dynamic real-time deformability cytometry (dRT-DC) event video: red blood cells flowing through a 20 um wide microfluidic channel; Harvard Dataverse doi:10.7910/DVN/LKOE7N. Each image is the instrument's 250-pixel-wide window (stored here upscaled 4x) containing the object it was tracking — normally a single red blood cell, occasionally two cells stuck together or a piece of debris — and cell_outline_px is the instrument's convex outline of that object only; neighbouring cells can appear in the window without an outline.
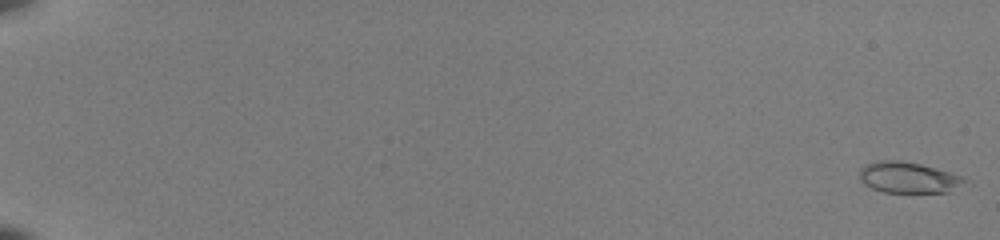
{"species": "common noctule bat (a hibernating species)", "species_latin": "Nyctalus noctula", "temperature_condition": "room temperature", "stored_images_in_passage": 25, "camera_frame_rate_fps": 3000, "um_per_image_px": 0.085, "animal": {"sex": "female", "body_mass_g": 22.0, "forearm_length_mm": 56.7}, "frame": {"image": 1, "passage_image": 1, "time_ms": 0.0, "image_size_px": [1000, 240], "cell_outline_px": [[968, 180], [952, 192], [884, 192], [872, 188], [864, 184], [860, 180], [860, 168], [864, 164], [876, 160], [900, 160], [920, 164], [964, 176]], "centroid_in_image_um": [77.21, 15.08], "position_along_channel_um": 7.8, "area_um2": 19.13}}
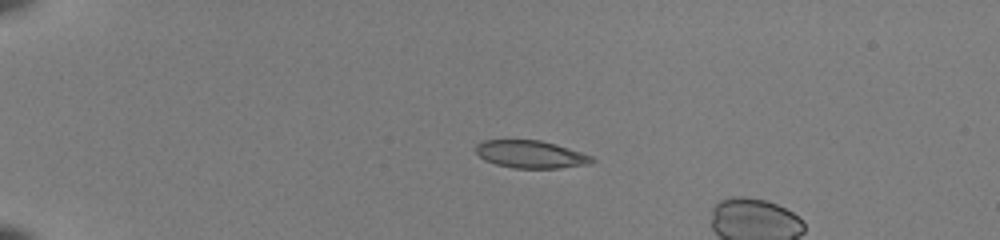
{"frame": {"image": 2, "passage_image": 15, "time_ms": 4.667, "image_size_px": [1000, 240], "cell_outline_px": [[596, 160], [592, 164], [560, 168], [512, 168], [496, 164], [484, 160], [476, 152], [476, 144], [484, 140], [540, 140], [556, 144], [592, 156]], "centroid_in_image_um": [45.13, 13.12], "position_along_channel_um": 39.9, "area_um2": 18.73}}
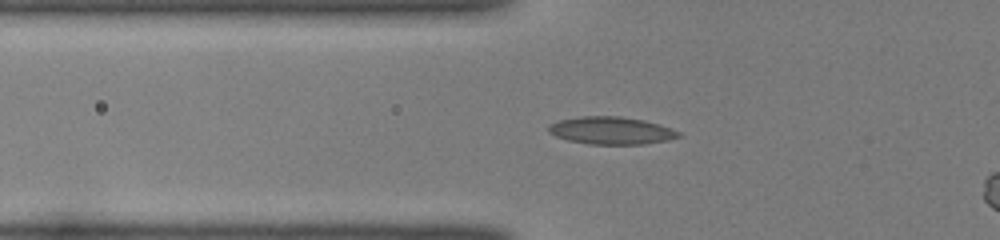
{"frame": {"image": 3, "passage_image": 22, "time_ms": 7.0, "image_size_px": [1000, 240], "cell_outline_px": [[684, 136], [668, 140], [644, 144], [588, 144], [568, 140], [556, 136], [548, 132], [548, 124], [560, 120], [580, 116], [620, 116], [644, 120], [660, 124], [672, 128], [680, 132]], "centroid_in_image_um": [51.99, 11.09], "position_along_channel_um": 73.8, "area_um2": 21.04}}